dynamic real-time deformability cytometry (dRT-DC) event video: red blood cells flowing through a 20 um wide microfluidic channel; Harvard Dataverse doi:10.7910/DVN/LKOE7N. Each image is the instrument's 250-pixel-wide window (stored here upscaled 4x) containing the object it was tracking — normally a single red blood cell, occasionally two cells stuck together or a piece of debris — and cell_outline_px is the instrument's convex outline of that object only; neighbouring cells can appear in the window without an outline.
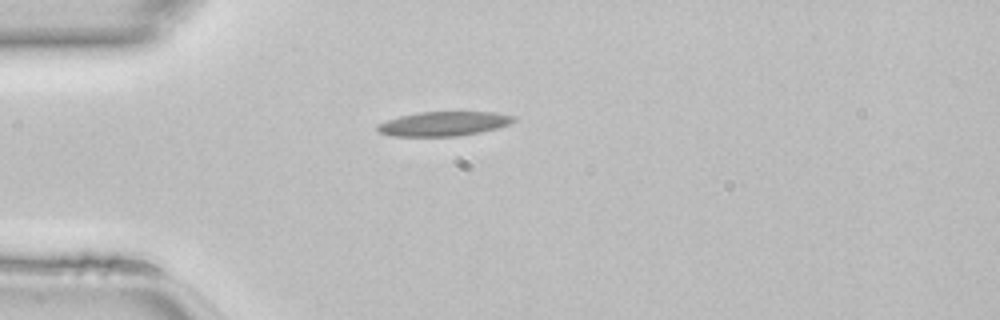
{"species": "common noctule bat (a hibernating species)", "species_latin": "Nyctalus noctula", "temperature_condition": "room temperature", "stored_images_in_passage": 9, "camera_frame_rate_fps": 3000, "um_per_image_px": 0.085, "animal": {"sex": "female", "body_mass_g": 22.7, "forearm_length_mm": 54.2}, "frame": {"image": 1, "passage_image": 1, "time_ms": 0.0, "image_size_px": [1000, 320], "cell_outline_px": [[516, 120], [508, 124], [496, 128], [480, 132], [460, 136], [388, 136], [380, 132], [376, 128], [376, 124], [400, 116], [416, 112], [496, 112], [516, 116]], "centroid_in_image_um": [37.71, 10.51], "position_along_channel_um": 47.3, "area_um2": 19.42}}